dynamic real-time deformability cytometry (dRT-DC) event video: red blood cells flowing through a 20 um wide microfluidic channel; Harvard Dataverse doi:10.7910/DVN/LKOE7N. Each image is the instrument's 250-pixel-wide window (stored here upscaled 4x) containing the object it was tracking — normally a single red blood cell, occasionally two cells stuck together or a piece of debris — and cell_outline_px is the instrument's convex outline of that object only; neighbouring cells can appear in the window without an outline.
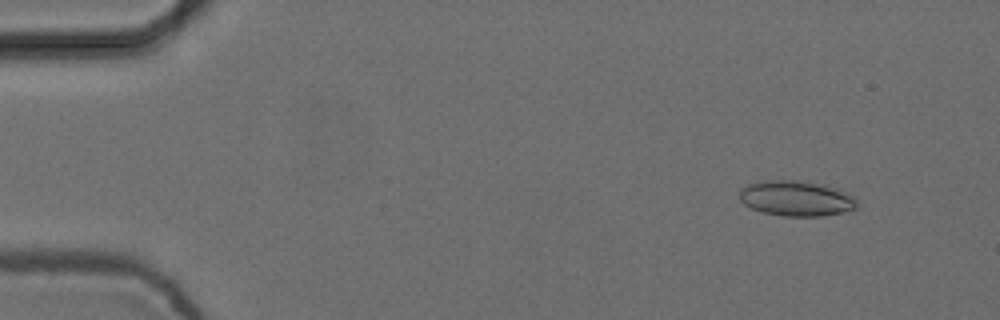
{"species": "common noctule bat (a hibernating species)", "species_latin": "Nyctalus noctula", "temperature_condition": "cold", "stored_images_in_passage": 5, "camera_frame_rate_fps": 3000, "um_per_image_px": 0.085, "animal": {"sex": "female", "body_mass_g": 24.6, "forearm_length_mm": 56.2}, "frame": {"image": 1, "passage_image": 2, "time_ms": 0.333, "image_size_px": [1000, 320], "cell_outline_px": [[856, 208], [840, 212], [820, 216], [784, 216], [764, 212], [752, 208], [744, 204], [736, 196], [740, 188], [748, 184], [760, 180], [800, 180], [824, 184], [848, 192], [856, 200]], "centroid_in_image_um": [67.62, 16.84], "position_along_channel_um": 17.4, "area_um2": 24.39}}